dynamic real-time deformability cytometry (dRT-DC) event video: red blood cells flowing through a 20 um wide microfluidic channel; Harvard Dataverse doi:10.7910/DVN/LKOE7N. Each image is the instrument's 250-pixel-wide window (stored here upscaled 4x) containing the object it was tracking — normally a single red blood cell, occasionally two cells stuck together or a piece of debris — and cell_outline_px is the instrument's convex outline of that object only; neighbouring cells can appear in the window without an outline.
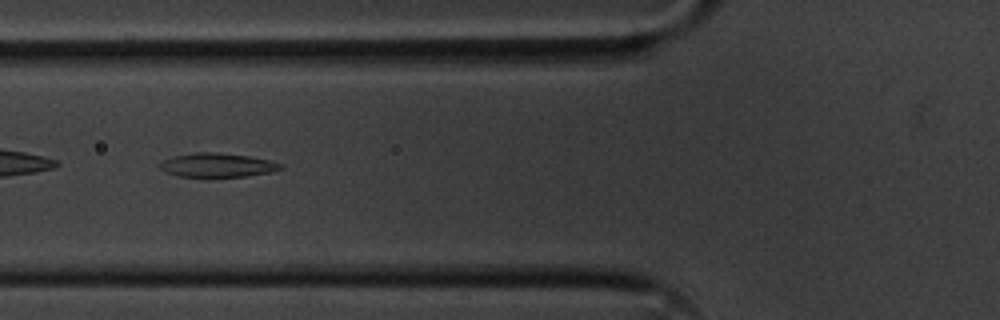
{"species": "common noctule bat (a hibernating species)", "species_latin": "Nyctalus noctula", "temperature_condition": "cold", "stored_images_in_passage": 41, "camera_frame_rate_fps": 3000, "um_per_image_px": 0.085, "animal": {"sex": "male", "body_mass_g": 20.1, "forearm_length_mm": 53.5}, "frame": {"image": 1, "passage_image": 5, "time_ms": 1.333, "image_size_px": [1000, 320], "cell_outline_px": [[284, 168], [272, 172], [248, 176], [208, 180], [176, 176], [160, 168], [160, 164], [164, 160], [176, 156], [196, 152], [216, 152], [248, 156], [272, 160], [284, 164]], "centroid_in_image_um": [18.53, 14.09], "position_along_channel_um": 107.3, "area_um2": 17.74}}
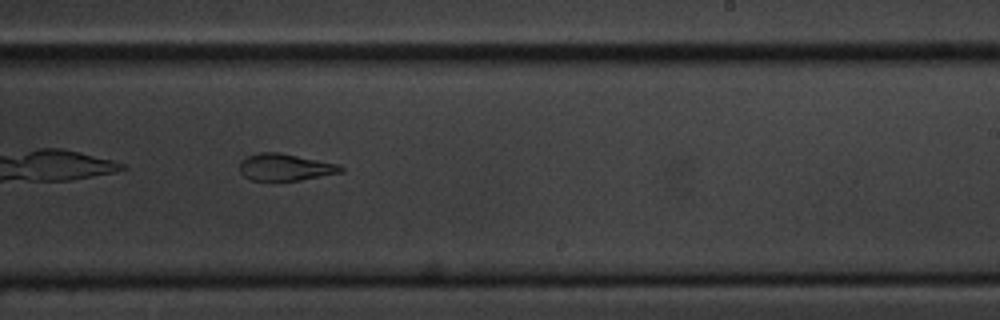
{"frame": {"image": 2, "passage_image": 18, "time_ms": 5.667, "image_size_px": [1000, 320], "cell_outline_px": [[344, 172], [300, 180], [252, 180], [244, 176], [240, 172], [240, 160], [244, 156], [260, 152], [280, 152], [340, 164], [344, 168]], "centroid_in_image_um": [24.25, 14.19], "position_along_channel_um": 264.8, "area_um2": 16.07}}
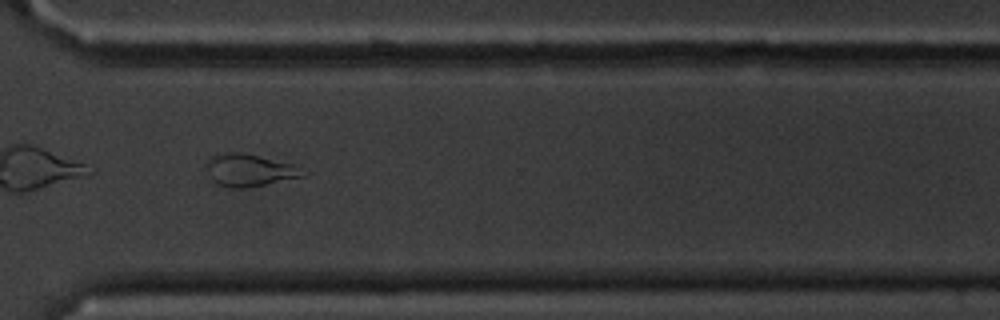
{"frame": {"image": 3, "passage_image": 25, "time_ms": 8.0, "image_size_px": [1000, 320], "cell_outline_px": [[312, 172], [308, 176], [244, 188], [232, 188], [216, 184], [208, 176], [204, 168], [204, 164], [216, 152], [240, 152], [296, 164]], "centroid_in_image_um": [21.24, 14.46], "position_along_channel_um": 349.4, "area_um2": 18.96}, "authors_computed_cell_mechanics": {"area_um2": 17.5134, "velocity_mm_per_s": 3.6313, "shape_relaxation_time_tau1_ms": 6.6374, "shape_relaxation_time_tau2_ms": 2.5454, "deformation_change_tau1": 0.188, "deformation_change_tau2": 0.0956}}